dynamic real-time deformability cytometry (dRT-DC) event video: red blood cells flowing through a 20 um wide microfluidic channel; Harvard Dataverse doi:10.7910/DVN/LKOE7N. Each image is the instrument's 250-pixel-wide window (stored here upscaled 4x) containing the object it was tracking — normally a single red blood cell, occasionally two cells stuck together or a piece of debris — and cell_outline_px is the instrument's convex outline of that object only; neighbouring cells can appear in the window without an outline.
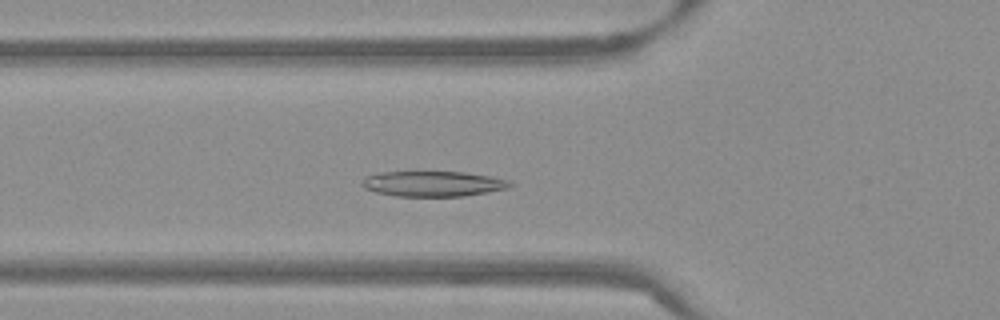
{"species": "Egyptian fruit bat (a non-hibernating species)", "species_latin": "Rousettus aegyptiacus", "temperature_condition": "warm", "stored_images_in_passage": 50, "camera_frame_rate_fps": 3000, "um_per_image_px": 0.085, "frame": {"image": 1, "passage_image": 16, "time_ms": 5.0, "image_size_px": [1000, 320], "cell_outline_px": [[512, 188], [464, 196], [396, 196], [376, 192], [364, 188], [360, 184], [368, 176], [380, 172], [464, 172], [488, 176], [508, 180], [512, 184]], "centroid_in_image_um": [36.83, 15.62], "position_along_channel_um": 89.0, "area_um2": 21.73}}
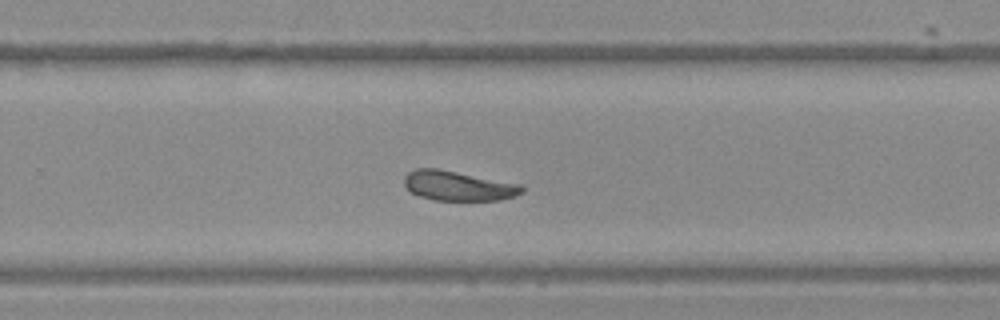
{"frame": {"image": 2, "passage_image": 32, "time_ms": 10.333, "image_size_px": [1000, 320], "cell_outline_px": [[524, 192], [516, 196], [500, 200], [432, 200], [420, 196], [412, 192], [404, 184], [404, 176], [408, 172], [416, 168], [436, 168], [520, 184], [524, 188]], "centroid_in_image_um": [38.95, 15.8], "position_along_channel_um": 290.9, "area_um2": 20.29}}
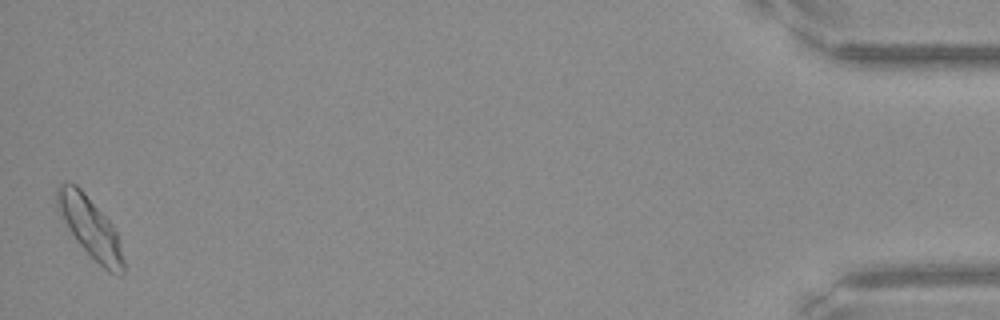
{"frame": {"image": 3, "passage_image": 50, "time_ms": 16.333, "image_size_px": [1000, 320], "cell_outline_px": [[124, 272], [108, 272], [80, 244], [68, 228], [56, 208], [56, 188], [60, 184], [76, 184], [80, 188], [112, 224], [120, 240], [124, 260]], "centroid_in_image_um": [7.66, 19.3], "position_along_channel_um": 427.5, "area_um2": 22.72}, "authors_computed_cell_mechanics": {"area_um2": 21.2704, "velocity_mm_per_s": 3.7797, "shape_relaxation_time_tau1_ms": 3.9246, "shape_relaxation_time_tau2_ms": 2.8819, "deformation_change_tau1": 0.1294, "deformation_change_tau2": 0.0954}}